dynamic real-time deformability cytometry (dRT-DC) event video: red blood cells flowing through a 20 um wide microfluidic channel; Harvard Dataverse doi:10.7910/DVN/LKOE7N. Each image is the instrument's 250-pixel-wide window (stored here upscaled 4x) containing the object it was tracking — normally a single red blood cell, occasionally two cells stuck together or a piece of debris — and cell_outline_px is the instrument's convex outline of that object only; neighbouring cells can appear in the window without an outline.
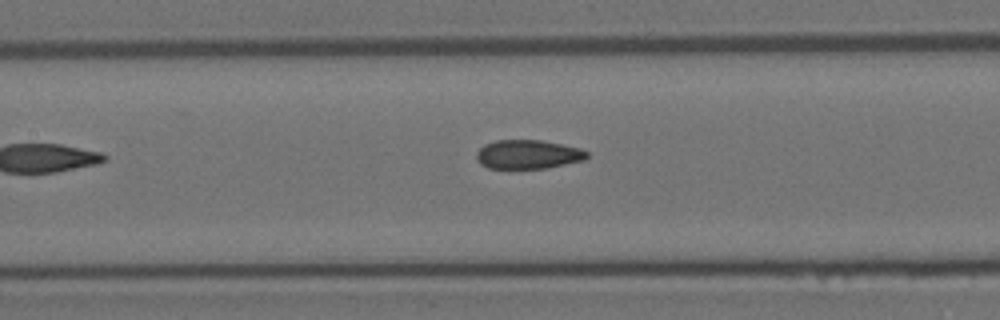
{"species": "Egyptian fruit bat (a non-hibernating species)", "species_latin": "Rousettus aegyptiacus", "temperature_condition": "room temperature", "stored_images_in_passage": 9, "camera_frame_rate_fps": 3000, "um_per_image_px": 0.085, "animal": {"sex": "female"}, "frame": {"image": 1, "passage_image": 8, "time_ms": 2.333, "image_size_px": [1000, 320], "cell_outline_px": [[588, 156], [584, 160], [548, 168], [488, 168], [480, 164], [476, 160], [476, 152], [484, 144], [496, 140], [540, 140], [580, 148], [588, 152]], "centroid_in_image_um": [44.85, 13.12], "position_along_channel_um": 162.5, "area_um2": 18.67}}
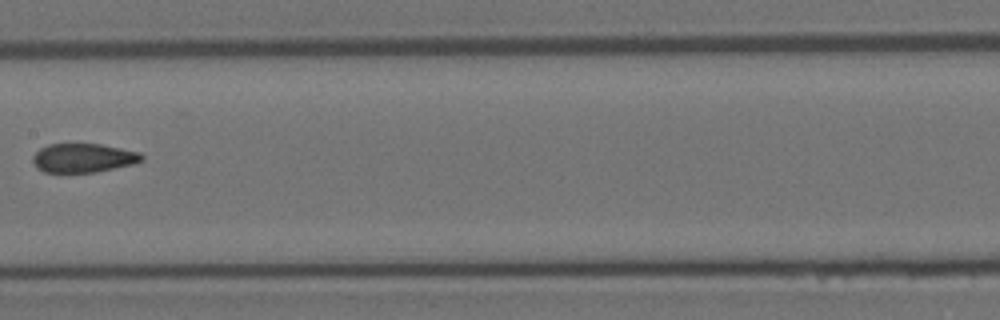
{"frame": {"image": 2, "passage_image": 9, "time_ms": 2.667, "image_size_px": [1000, 320], "cell_outline_px": [[144, 160], [132, 164], [96, 172], [44, 172], [32, 160], [32, 156], [40, 148], [48, 144], [100, 144], [140, 152], [144, 156]], "centroid_in_image_um": [7.1, 13.42], "position_along_channel_um": 200.3, "area_um2": 18.21}}